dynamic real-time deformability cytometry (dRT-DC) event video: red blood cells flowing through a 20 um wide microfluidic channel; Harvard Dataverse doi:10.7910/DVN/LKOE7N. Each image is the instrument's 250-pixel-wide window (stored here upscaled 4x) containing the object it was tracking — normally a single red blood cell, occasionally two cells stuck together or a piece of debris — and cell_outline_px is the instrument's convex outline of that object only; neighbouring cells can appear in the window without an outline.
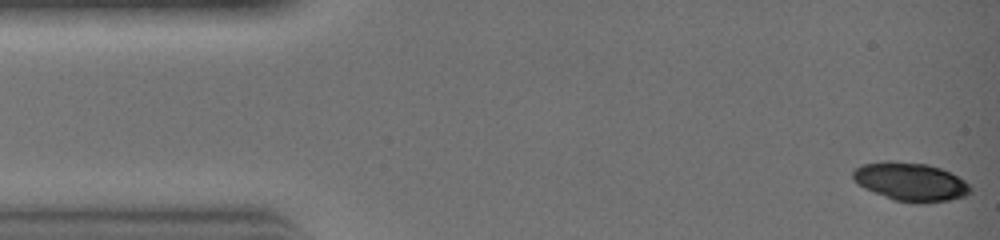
{"species": "common noctule bat (a hibernating species)", "species_latin": "Nyctalus noctula", "temperature_condition": "warm", "stored_images_in_passage": 30, "camera_frame_rate_fps": 3000, "um_per_image_px": 0.085, "animal": {"sex": "female", "body_mass_g": 19.0, "forearm_length_mm": 51.5}, "frame": {"image": 1, "passage_image": 1, "time_ms": 0.0, "image_size_px": [1000, 240], "cell_outline_px": [[972, 192], [964, 196], [948, 200], [916, 204], [896, 200], [864, 188], [856, 184], [852, 180], [852, 172], [860, 164], [884, 160], [892, 160], [928, 164], [940, 168], [964, 180], [972, 188]], "centroid_in_image_um": [77.35, 15.43], "position_along_channel_um": 7.6, "area_um2": 26.47}}
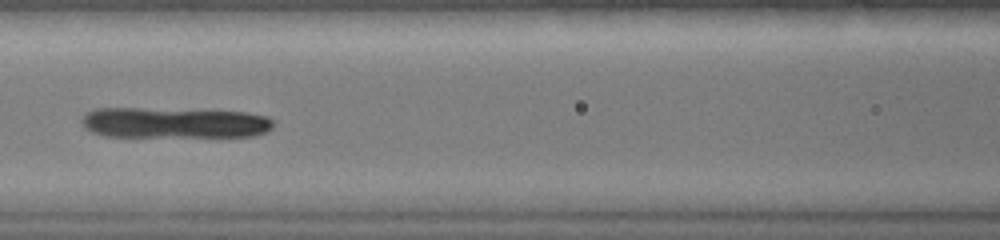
{"frame": {"image": 2, "passage_image": 13, "time_ms": 4.0, "image_size_px": [1000, 240], "cell_outline_px": [[272, 128], [264, 132], [252, 136], [104, 136], [92, 132], [84, 128], [80, 120], [84, 112], [96, 108], [140, 108], [248, 112], [268, 116], [272, 120]], "centroid_in_image_um": [14.74, 10.42], "position_along_channel_um": 151.9, "area_um2": 34.33}}
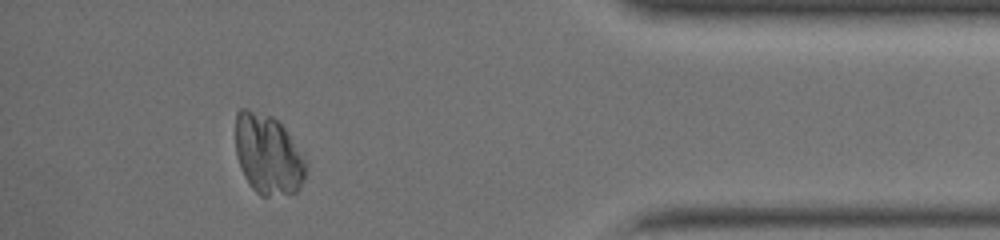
{"frame": {"image": 3, "passage_image": 27, "time_ms": 8.667, "image_size_px": [1000, 240], "cell_outline_px": [[308, 168], [304, 180], [296, 192], [268, 196], [260, 196], [252, 188], [244, 176], [240, 168], [236, 156], [236, 112], [240, 108], [248, 108], [272, 116], [284, 128], [304, 156]], "centroid_in_image_um": [22.77, 13.13], "position_along_channel_um": 412.4, "area_um2": 33.0}}